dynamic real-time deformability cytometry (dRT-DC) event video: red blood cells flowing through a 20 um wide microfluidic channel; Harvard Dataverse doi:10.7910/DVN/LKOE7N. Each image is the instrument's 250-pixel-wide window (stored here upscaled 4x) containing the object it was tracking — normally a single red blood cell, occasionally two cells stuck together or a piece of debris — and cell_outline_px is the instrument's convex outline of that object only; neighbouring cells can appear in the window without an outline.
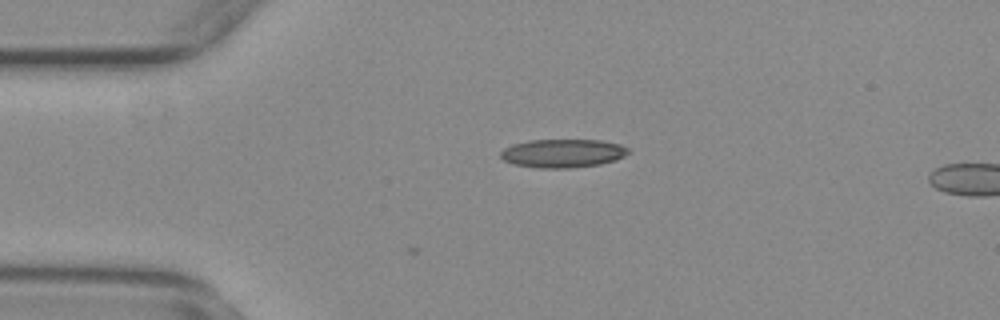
{"species": "common noctule bat (a hibernating species)", "species_latin": "Nyctalus noctula", "temperature_condition": "warm", "stored_images_in_passage": 2, "camera_frame_rate_fps": 3000, "um_per_image_px": 0.085, "animal": {"sex": "female", "body_mass_g": 29.2, "forearm_length_mm": 56.3}, "frame": {"image": 1, "passage_image": 2, "time_ms": 0.333, "image_size_px": [1000, 320], "cell_outline_px": [[628, 152], [624, 156], [616, 160], [600, 164], [572, 168], [536, 168], [512, 164], [504, 160], [500, 156], [500, 152], [504, 148], [512, 144], [528, 140], [600, 140], [620, 144], [628, 148]], "centroid_in_image_um": [47.81, 13.03], "position_along_channel_um": 37.2, "area_um2": 21.33}}